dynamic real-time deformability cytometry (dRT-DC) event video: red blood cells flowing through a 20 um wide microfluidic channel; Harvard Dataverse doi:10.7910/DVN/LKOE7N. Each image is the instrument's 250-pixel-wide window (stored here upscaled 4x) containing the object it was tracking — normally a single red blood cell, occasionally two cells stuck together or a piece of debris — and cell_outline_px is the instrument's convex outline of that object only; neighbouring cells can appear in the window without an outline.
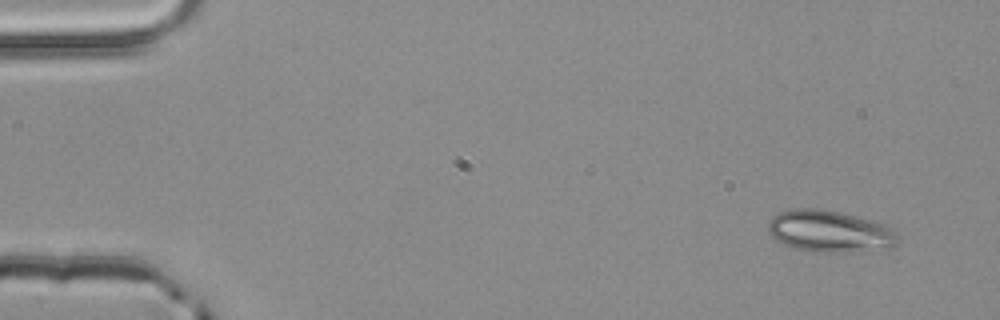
{"species": "common noctule bat (a hibernating species)", "species_latin": "Nyctalus noctula", "temperature_condition": "room temperature", "stored_images_in_passage": 3, "camera_frame_rate_fps": 3000, "um_per_image_px": 0.085, "animal": {"sex": "male", "body_mass_g": 20.4}, "frame": {"image": 1, "passage_image": 1, "time_ms": 0.0, "image_size_px": [1000, 320], "cell_outline_px": [[900, 240], [896, 244], [888, 248], [852, 252], [816, 252], [796, 248], [784, 244], [776, 240], [768, 232], [768, 220], [772, 216], [780, 212], [792, 208], [816, 208], [840, 212], [884, 224], [892, 228], [900, 236]], "centroid_in_image_um": [70.52, 19.66], "position_along_channel_um": 14.5, "area_um2": 31.73}}